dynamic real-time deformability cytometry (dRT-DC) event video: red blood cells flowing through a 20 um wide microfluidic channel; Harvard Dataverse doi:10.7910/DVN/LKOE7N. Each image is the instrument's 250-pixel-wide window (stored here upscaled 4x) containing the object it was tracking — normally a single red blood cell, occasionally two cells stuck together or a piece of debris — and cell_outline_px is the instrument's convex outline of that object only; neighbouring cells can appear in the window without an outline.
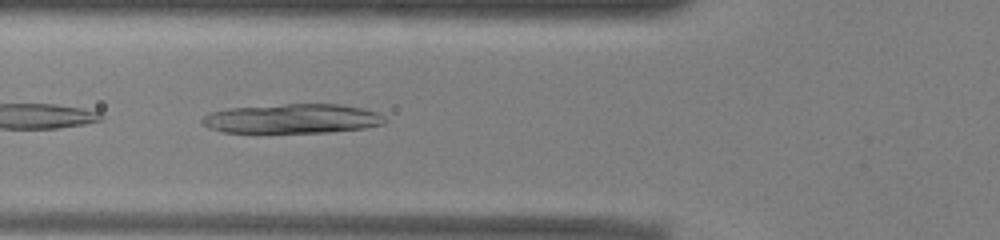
{"species": "common noctule bat (a hibernating species)", "species_latin": "Nyctalus noctula", "temperature_condition": "warm", "stored_images_in_passage": 37, "camera_frame_rate_fps": 3000, "um_per_image_px": 0.085, "animal": {"sex": "male", "body_mass_g": 13.0, "forearm_length_mm": 53.1}, "frame": {"image": 1, "passage_image": 6, "time_ms": 1.667, "image_size_px": [1000, 240], "cell_outline_px": [[388, 120], [384, 124], [364, 128], [328, 132], [224, 132], [208, 128], [200, 120], [208, 112], [228, 108], [284, 104], [340, 104], [364, 108], [376, 112], [384, 116]], "centroid_in_image_um": [24.86, 10.08], "position_along_channel_um": 100.9, "area_um2": 31.44}}
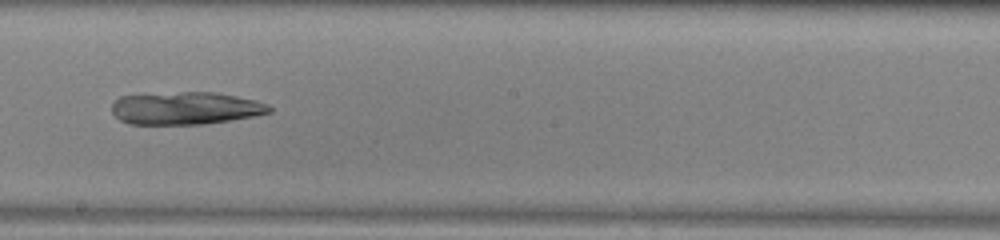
{"frame": {"image": 2, "passage_image": 16, "time_ms": 5.0, "image_size_px": [1000, 240], "cell_outline_px": [[272, 112], [252, 116], [204, 124], [128, 124], [120, 120], [112, 112], [112, 104], [120, 96], [180, 92], [216, 92], [256, 100], [268, 104], [272, 108]], "centroid_in_image_um": [15.78, 9.19], "position_along_channel_um": 232.4, "area_um2": 29.82}}
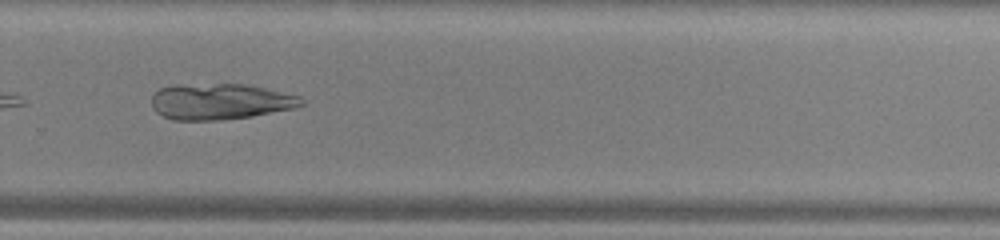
{"frame": {"image": 3, "passage_image": 22, "time_ms": 7.0, "image_size_px": [1000, 240], "cell_outline_px": [[304, 104], [292, 108], [252, 116], [220, 120], [172, 120], [156, 112], [152, 108], [152, 92], [160, 88], [172, 84], [244, 84], [264, 88], [300, 96], [304, 100]], "centroid_in_image_um": [18.65, 8.62], "position_along_channel_um": 311.1, "area_um2": 31.5}}